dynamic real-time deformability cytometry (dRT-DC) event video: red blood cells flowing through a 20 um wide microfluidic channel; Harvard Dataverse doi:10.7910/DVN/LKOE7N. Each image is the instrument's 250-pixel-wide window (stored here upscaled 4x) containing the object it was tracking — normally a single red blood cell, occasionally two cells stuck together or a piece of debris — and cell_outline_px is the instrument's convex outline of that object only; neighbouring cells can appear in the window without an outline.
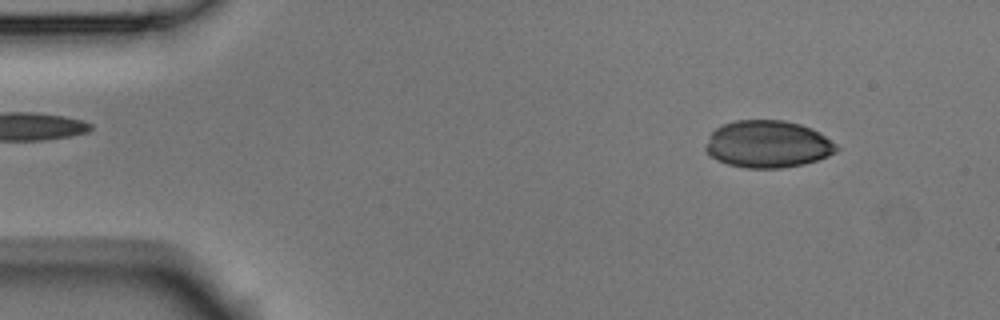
{"species": "Egyptian fruit bat (a non-hibernating species)", "species_latin": "Rousettus aegyptiacus", "temperature_condition": "room temperature", "stored_images_in_passage": 6, "camera_frame_rate_fps": 3000, "um_per_image_px": 0.085, "animal": {"sex": "male"}, "frame": {"image": 1, "passage_image": 2, "time_ms": 0.333, "image_size_px": [1000, 320], "cell_outline_px": [[840, 148], [836, 152], [828, 156], [804, 164], [780, 168], [748, 168], [728, 164], [716, 160], [704, 148], [704, 144], [712, 132], [716, 128], [724, 124], [736, 120], [784, 120], [800, 124], [812, 128], [820, 132], [836, 144]], "centroid_in_image_um": [65.27, 12.25], "position_along_channel_um": 19.7, "area_um2": 36.07}}
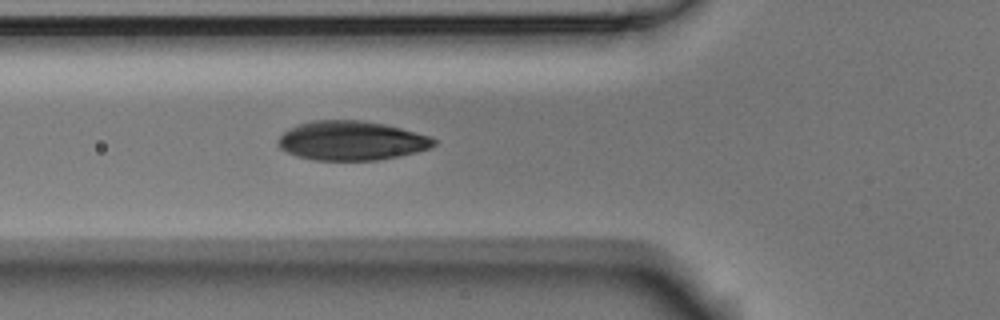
{"frame": {"image": 2, "passage_image": 6, "time_ms": 1.667, "image_size_px": [1000, 320], "cell_outline_px": [[436, 144], [432, 148], [400, 156], [380, 160], [312, 160], [296, 156], [280, 148], [276, 144], [276, 140], [288, 128], [296, 124], [312, 120], [364, 120], [384, 124], [400, 128], [428, 136], [436, 140]], "centroid_in_image_um": [29.83, 11.96], "position_along_channel_um": 96.0, "area_um2": 35.89}}